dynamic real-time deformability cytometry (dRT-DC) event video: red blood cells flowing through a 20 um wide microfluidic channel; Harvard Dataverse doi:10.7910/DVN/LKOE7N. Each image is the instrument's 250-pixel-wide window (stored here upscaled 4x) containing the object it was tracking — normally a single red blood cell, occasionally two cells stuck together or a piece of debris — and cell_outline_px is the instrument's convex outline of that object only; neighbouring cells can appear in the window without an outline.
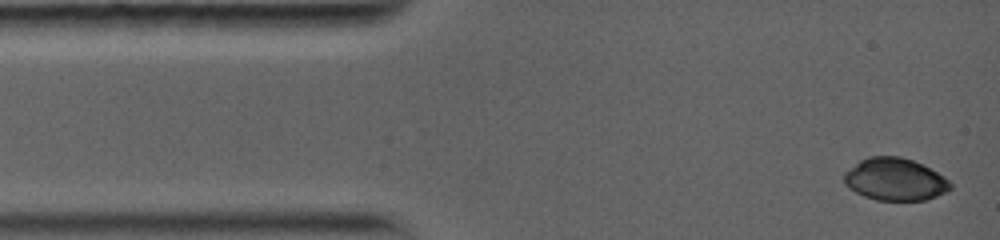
{"species": "common noctule bat (a hibernating species)", "species_latin": "Nyctalus noctula", "temperature_condition": "warm", "stored_images_in_passage": 4, "camera_frame_rate_fps": 5000, "um_per_image_px": 0.085, "animal": {"sex": "female", "body_mass_g": 19.0, "forearm_length_mm": 56.7}, "frame": {"image": 1, "passage_image": 1, "time_ms": 0.0, "image_size_px": [1000, 240], "cell_outline_px": [[952, 188], [928, 200], [876, 200], [864, 196], [848, 188], [844, 184], [844, 172], [860, 160], [868, 156], [900, 156], [912, 160], [944, 176], [952, 184]], "centroid_in_image_um": [76.05, 15.25], "position_along_channel_um": 9.0, "area_um2": 26.18}}
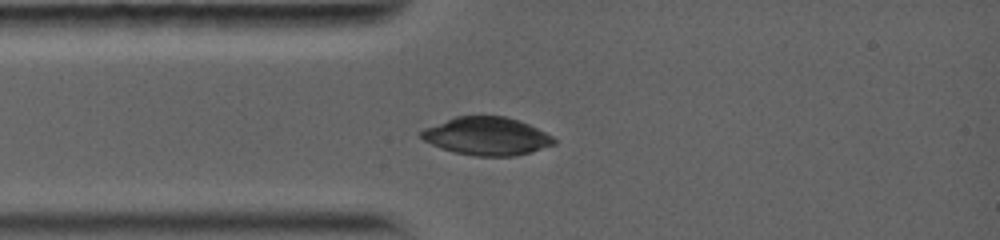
{"frame": {"image": 2, "passage_image": 4, "time_ms": 2.6, "image_size_px": [1000, 240], "cell_outline_px": [[556, 144], [532, 152], [512, 156], [476, 156], [452, 152], [440, 148], [424, 140], [420, 136], [420, 132], [424, 128], [456, 116], [504, 116], [520, 120], [552, 136], [556, 140]], "centroid_in_image_um": [41.37, 11.58], "position_along_channel_um": 43.6, "area_um2": 29.42}}